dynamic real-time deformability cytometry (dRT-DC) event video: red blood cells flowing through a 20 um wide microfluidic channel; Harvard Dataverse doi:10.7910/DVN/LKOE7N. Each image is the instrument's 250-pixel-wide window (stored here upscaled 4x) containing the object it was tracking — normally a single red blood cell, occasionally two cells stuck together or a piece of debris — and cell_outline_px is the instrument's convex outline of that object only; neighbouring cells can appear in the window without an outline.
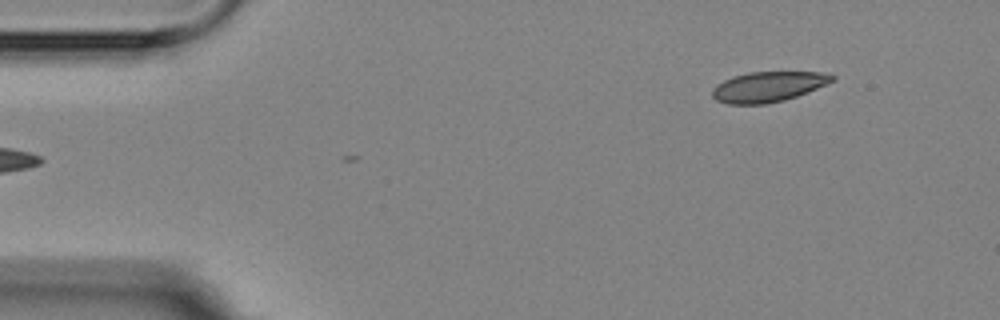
{"species": "Egyptian fruit bat (a non-hibernating species)", "species_latin": "Rousettus aegyptiacus", "temperature_condition": "room temperature", "stored_images_in_passage": 2, "camera_frame_rate_fps": 3000, "um_per_image_px": 0.085, "animal": {"sex": "female"}, "frame": {"image": 1, "passage_image": 2, "time_ms": 1.333, "image_size_px": [1000, 320], "cell_outline_px": [[836, 80], [796, 96], [784, 100], [764, 104], [728, 104], [716, 100], [712, 96], [712, 88], [716, 84], [732, 76], [748, 72], [832, 72], [836, 76]], "centroid_in_image_um": [65.3, 7.36], "position_along_channel_um": 19.7, "area_um2": 21.27}}